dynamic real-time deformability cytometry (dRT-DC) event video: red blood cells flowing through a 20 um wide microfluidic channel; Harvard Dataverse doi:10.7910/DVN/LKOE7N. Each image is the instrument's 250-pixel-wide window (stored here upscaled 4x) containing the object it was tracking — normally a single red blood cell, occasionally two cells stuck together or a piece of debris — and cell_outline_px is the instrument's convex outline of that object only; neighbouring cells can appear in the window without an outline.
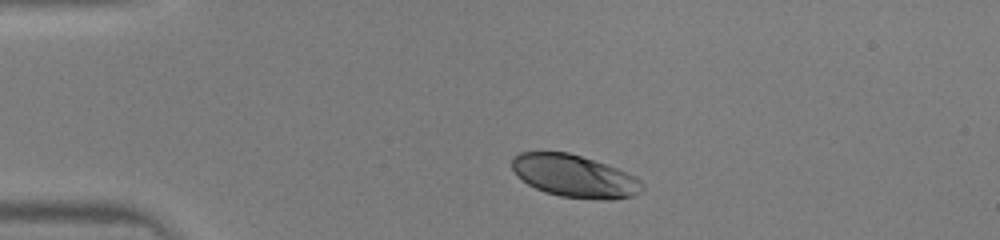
{"species": "human", "species_latin": "Homo sapiens", "temperature_condition": "warm", "stored_images_in_passage": 36, "camera_frame_rate_fps": 3000, "um_per_image_px": 0.085, "donor": {"sex": "male"}, "frame": {"image": 1, "passage_image": 1, "time_ms": 0.0, "image_size_px": [1000, 240], "cell_outline_px": [[644, 188], [632, 196], [612, 200], [560, 196], [544, 192], [528, 184], [512, 168], [512, 156], [520, 152], [568, 152], [616, 168], [636, 176], [644, 184]], "centroid_in_image_um": [48.84, 14.97], "position_along_channel_um": 36.2, "area_um2": 31.79}}
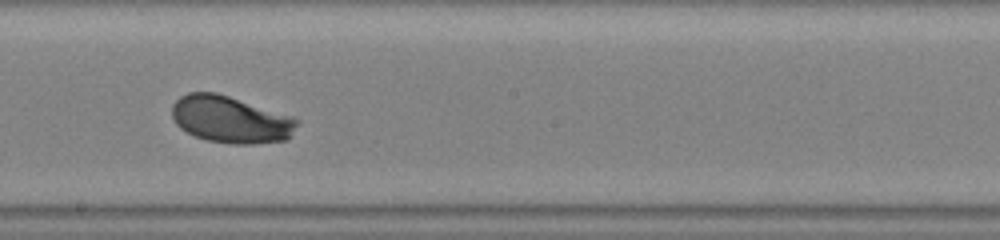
{"frame": {"image": 2, "passage_image": 17, "time_ms": 5.333, "image_size_px": [1000, 240], "cell_outline_px": [[300, 124], [288, 140], [252, 144], [232, 144], [208, 140], [196, 136], [180, 128], [176, 124], [172, 116], [172, 104], [180, 96], [188, 92], [216, 92], [292, 116], [300, 120]], "centroid_in_image_um": [19.63, 10.16], "position_along_channel_um": 228.6, "area_um2": 34.39}}
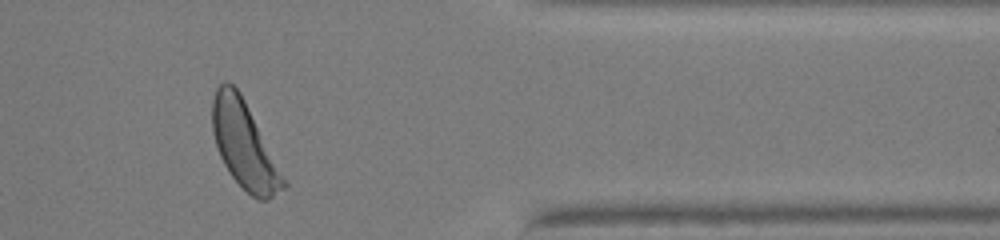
{"frame": {"image": 3, "passage_image": 29, "time_ms": 9.333, "image_size_px": [1000, 240], "cell_outline_px": [[288, 184], [284, 188], [268, 200], [260, 200], [252, 196], [228, 172], [220, 156], [212, 132], [212, 100], [216, 88], [224, 80], [228, 80], [240, 92]], "centroid_in_image_um": [20.74, 12.31], "position_along_channel_um": 390.7, "area_um2": 35.32}}